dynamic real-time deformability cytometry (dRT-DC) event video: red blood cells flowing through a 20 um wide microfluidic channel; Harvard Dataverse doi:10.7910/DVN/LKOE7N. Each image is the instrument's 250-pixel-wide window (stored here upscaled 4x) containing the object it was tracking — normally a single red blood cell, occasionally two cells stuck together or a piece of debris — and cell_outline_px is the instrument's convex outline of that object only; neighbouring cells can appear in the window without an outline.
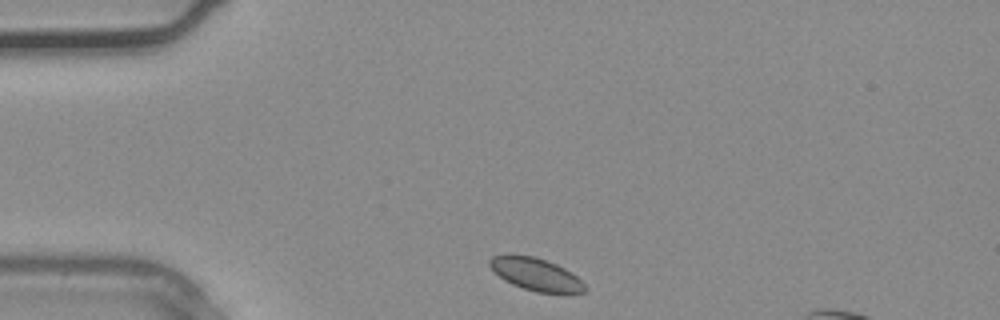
{"species": "common noctule bat (a hibernating species)", "species_latin": "Nyctalus noctula", "temperature_condition": "warm", "stored_images_in_passage": 2, "camera_frame_rate_fps": 3000, "um_per_image_px": 0.085, "animal": {"sex": "male", "body_mass_g": 20.4}, "frame": {"image": 1, "passage_image": 1, "time_ms": 0.0, "image_size_px": [1000, 320], "cell_outline_px": [[588, 288], [584, 292], [536, 292], [512, 284], [504, 280], [488, 264], [488, 260], [492, 256], [508, 252], [532, 256], [556, 264], [572, 272]], "centroid_in_image_um": [45.5, 23.27], "position_along_channel_um": 39.5, "area_um2": 18.03}}